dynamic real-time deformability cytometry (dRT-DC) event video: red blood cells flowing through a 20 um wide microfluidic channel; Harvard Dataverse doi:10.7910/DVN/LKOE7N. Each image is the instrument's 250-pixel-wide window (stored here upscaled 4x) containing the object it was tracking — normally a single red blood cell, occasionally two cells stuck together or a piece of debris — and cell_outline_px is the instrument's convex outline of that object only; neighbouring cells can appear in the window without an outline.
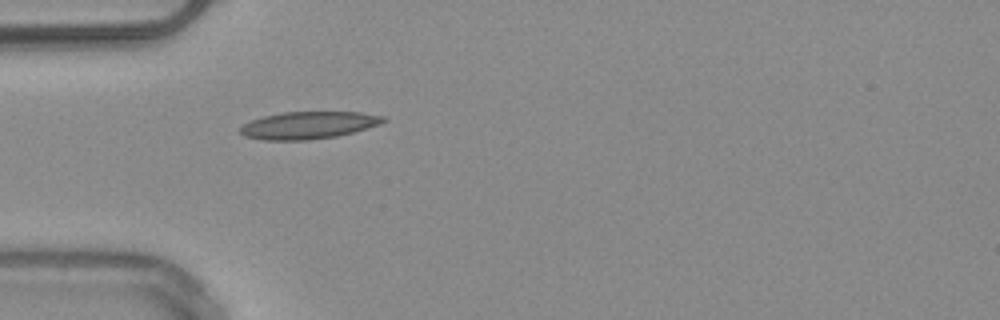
{"species": "common noctule bat (a hibernating species)", "species_latin": "Nyctalus noctula", "temperature_condition": "warm", "stored_images_in_passage": 36, "camera_frame_rate_fps": 3000, "um_per_image_px": 0.085, "animal": {"sex": "male", "body_mass_g": 20.4}, "frame": {"image": 1, "passage_image": 1, "time_ms": 0.0, "image_size_px": [1000, 320], "cell_outline_px": [[388, 120], [380, 124], [352, 132], [336, 136], [308, 140], [264, 140], [244, 136], [240, 132], [240, 128], [244, 124], [252, 120], [264, 116], [284, 112], [360, 112], [384, 116]], "centroid_in_image_um": [26.23, 10.64], "position_along_channel_um": 58.8, "area_um2": 22.6}, "authors_computed_cell_mechanics": {"area_um2": 20.8369, "velocity_mm_per_s": 4.0065, "shape_relaxation_time_tau1_ms": 7.0188, "shape_relaxation_time_tau2_ms": null, "deformation_change_tau1": 0.1526, "deformation_change_tau2": null}}